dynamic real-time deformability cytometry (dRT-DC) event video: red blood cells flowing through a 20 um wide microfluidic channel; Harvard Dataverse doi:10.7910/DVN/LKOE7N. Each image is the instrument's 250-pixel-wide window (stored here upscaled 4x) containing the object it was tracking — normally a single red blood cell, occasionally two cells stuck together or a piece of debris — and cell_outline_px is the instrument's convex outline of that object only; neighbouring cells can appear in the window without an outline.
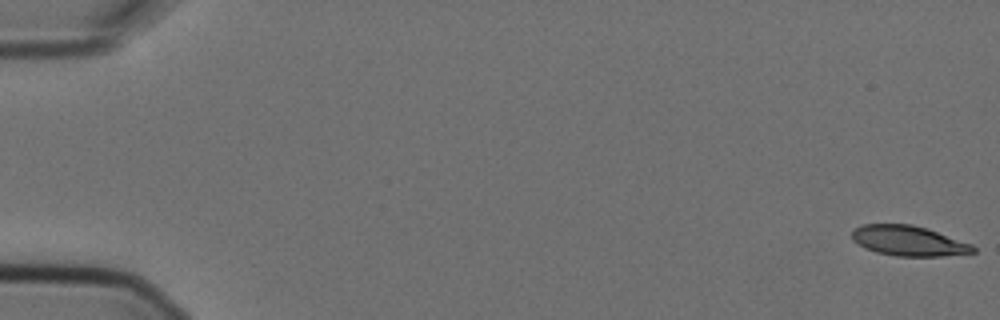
{"species": "Egyptian fruit bat (a non-hibernating species)", "species_latin": "Rousettus aegyptiacus", "temperature_condition": "cold", "stored_images_in_passage": 7, "camera_frame_rate_fps": 3000, "um_per_image_px": 0.085, "animal": {"sex": "female"}, "frame": {"image": 1, "passage_image": 1, "time_ms": 0.0, "image_size_px": [1000, 320], "cell_outline_px": [[976, 252], [940, 256], [896, 256], [876, 252], [852, 240], [852, 232], [856, 228], [864, 224], [912, 224], [928, 228], [972, 244], [976, 248]], "centroid_in_image_um": [77.27, 20.46], "position_along_channel_um": 7.7, "area_um2": 21.15}}
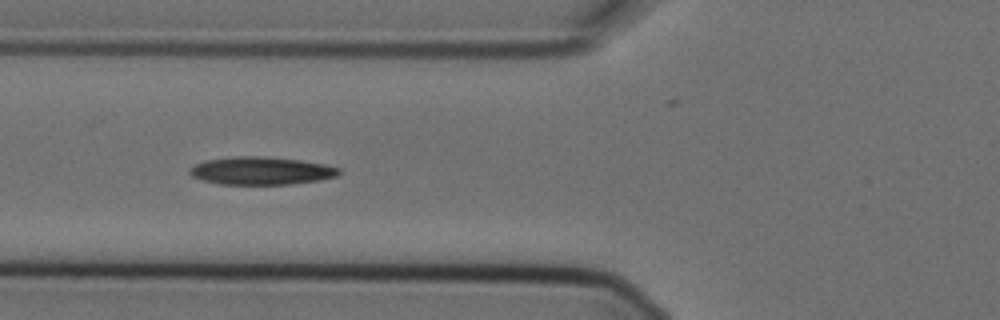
{"frame": {"image": 2, "passage_image": 6, "time_ms": 1.667, "image_size_px": [1000, 320], "cell_outline_px": [[340, 172], [336, 176], [320, 180], [288, 184], [220, 184], [200, 180], [192, 176], [188, 172], [196, 164], [204, 160], [236, 156], [256, 156], [300, 160], [324, 164], [340, 168]], "centroid_in_image_um": [22.18, 14.52], "position_along_channel_um": 103.6, "area_um2": 24.04}}
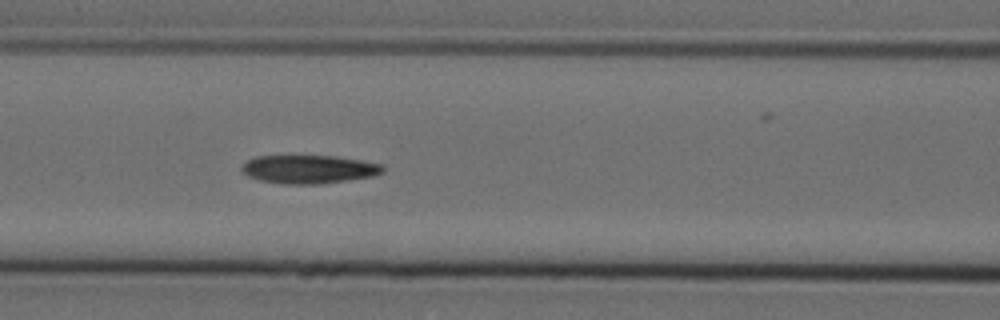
{"frame": {"image": 3, "passage_image": 7, "time_ms": 2.0, "image_size_px": [1000, 320], "cell_outline_px": [[384, 172], [372, 176], [320, 184], [280, 184], [260, 180], [248, 176], [240, 168], [248, 160], [256, 156], [332, 156], [360, 160], [384, 164]], "centroid_in_image_um": [26.26, 14.39], "position_along_channel_um": 140.3, "area_um2": 23.24}}